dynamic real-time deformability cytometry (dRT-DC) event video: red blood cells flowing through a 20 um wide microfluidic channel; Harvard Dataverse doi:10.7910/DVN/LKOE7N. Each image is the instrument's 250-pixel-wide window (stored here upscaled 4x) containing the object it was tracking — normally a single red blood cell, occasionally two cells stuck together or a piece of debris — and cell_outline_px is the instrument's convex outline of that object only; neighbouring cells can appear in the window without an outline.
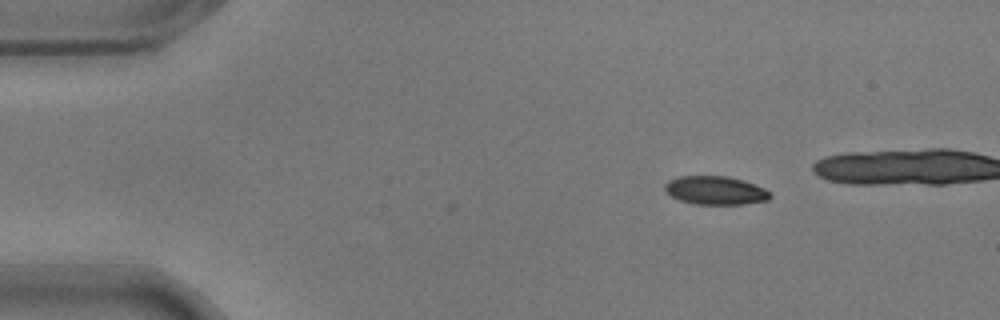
{"species": "common noctule bat (a hibernating species)", "species_latin": "Nyctalus noctula", "temperature_condition": "warm", "stored_images_in_passage": 51, "camera_frame_rate_fps": 3000, "um_per_image_px": 0.085, "animal": {"sex": "male", "body_mass_g": 17.9}, "frame": {"image": 1, "passage_image": 1, "time_ms": 0.0, "image_size_px": [1000, 320], "cell_outline_px": [[772, 196], [768, 200], [744, 204], [692, 204], [680, 200], [672, 196], [664, 188], [664, 184], [668, 180], [680, 176], [728, 176], [744, 180], [764, 188]], "centroid_in_image_um": [60.81, 16.18], "position_along_channel_um": 24.2, "area_um2": 17.46}}
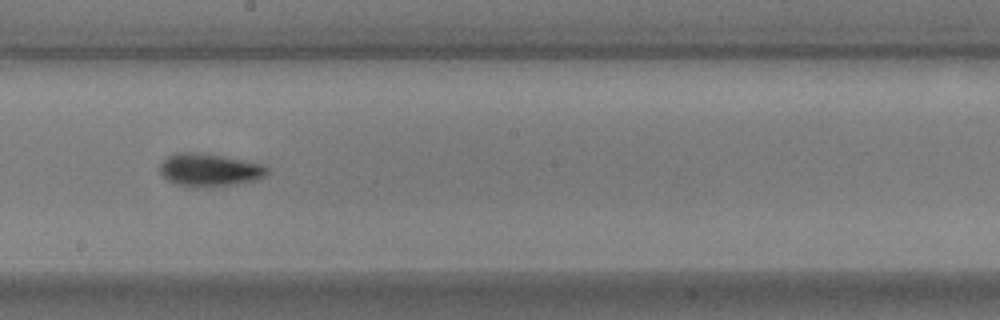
{"frame": {"image": 2, "passage_image": 25, "time_ms": 8.0, "image_size_px": [1000, 320], "cell_outline_px": [[268, 172], [264, 176], [256, 180], [236, 184], [196, 188], [176, 184], [168, 180], [160, 172], [160, 164], [168, 156], [176, 152], [196, 152], [224, 156], [260, 164], [268, 168]], "centroid_in_image_um": [17.78, 14.45], "position_along_channel_um": 230.4, "area_um2": 20.46}}
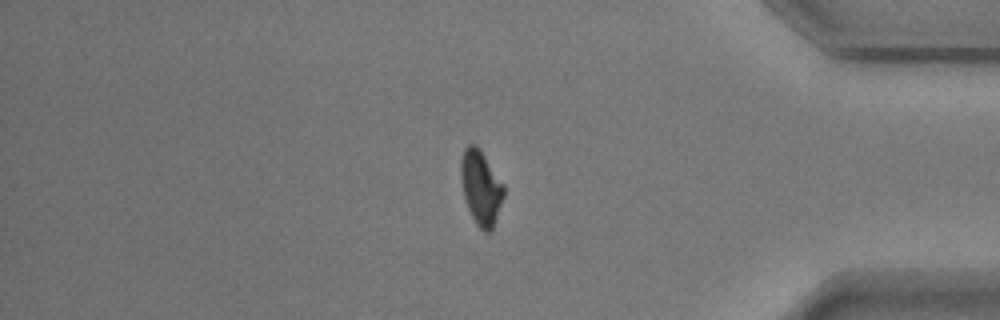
{"frame": {"image": 3, "passage_image": 41, "time_ms": 13.333, "image_size_px": [1000, 320], "cell_outline_px": [[504, 196], [492, 232], [484, 232], [476, 224], [468, 208], [464, 196], [460, 180], [460, 164], [464, 148], [468, 144], [476, 144], [480, 148], [504, 184]], "centroid_in_image_um": [40.88, 15.93], "position_along_channel_um": 394.3, "area_um2": 18.84}, "authors_computed_cell_mechanics": {"area_um2": 18.496, "velocity_mm_per_s": 3.5661, "shape_relaxation_time_tau1_ms": 8.1331, "shape_relaxation_time_tau2_ms": 3.6397, "deformation_change_tau1": 0.1552, "deformation_change_tau2": 0.0856}}